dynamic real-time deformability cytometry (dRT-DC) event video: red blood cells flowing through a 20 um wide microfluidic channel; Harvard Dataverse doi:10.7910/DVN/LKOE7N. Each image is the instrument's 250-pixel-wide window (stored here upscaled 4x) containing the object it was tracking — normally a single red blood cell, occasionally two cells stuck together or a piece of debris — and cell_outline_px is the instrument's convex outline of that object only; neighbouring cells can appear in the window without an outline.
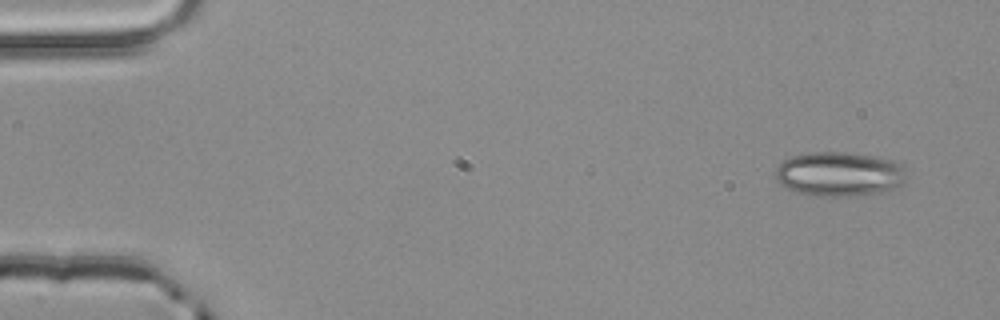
{"species": "common noctule bat (a hibernating species)", "species_latin": "Nyctalus noctula", "temperature_condition": "room temperature", "stored_images_in_passage": 3, "camera_frame_rate_fps": 3000, "um_per_image_px": 0.085, "animal": {"sex": "male", "body_mass_g": 20.4}, "frame": {"image": 1, "passage_image": 1, "time_ms": 0.0, "image_size_px": [1000, 320], "cell_outline_px": [[908, 180], [904, 184], [896, 188], [880, 192], [852, 196], [820, 196], [792, 192], [784, 188], [776, 180], [776, 168], [784, 160], [792, 156], [808, 152], [844, 152], [892, 160], [904, 164]], "centroid_in_image_um": [71.36, 14.81], "position_along_channel_um": 13.6, "area_um2": 34.33}}